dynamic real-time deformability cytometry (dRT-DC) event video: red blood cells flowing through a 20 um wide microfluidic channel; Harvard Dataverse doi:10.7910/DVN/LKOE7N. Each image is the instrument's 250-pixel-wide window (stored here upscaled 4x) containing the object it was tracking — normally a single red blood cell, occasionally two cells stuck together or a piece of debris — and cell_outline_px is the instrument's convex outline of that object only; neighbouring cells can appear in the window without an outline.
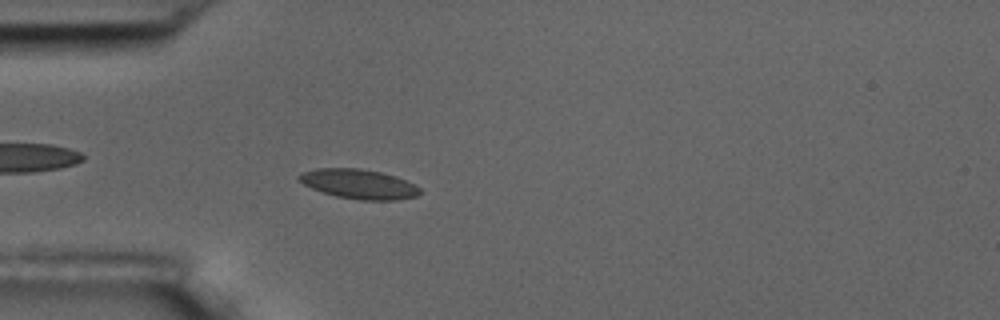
{"species": "common noctule bat (a hibernating species)", "species_latin": "Nyctalus noctula", "temperature_condition": "room temperature", "stored_images_in_passage": 3, "camera_frame_rate_fps": 3000, "um_per_image_px": 0.085, "animal": {"sex": "male", "body_mass_g": 17.5, "forearm_length_mm": 52.3}, "frame": {"image": 1, "passage_image": 3, "time_ms": 2.0, "image_size_px": [1000, 320], "cell_outline_px": [[420, 192], [416, 196], [396, 200], [360, 200], [336, 196], [312, 188], [304, 184], [296, 176], [304, 172], [316, 168], [360, 168], [380, 172], [396, 176], [420, 188]], "centroid_in_image_um": [30.49, 15.64], "position_along_channel_um": 54.5, "area_um2": 20.58}}